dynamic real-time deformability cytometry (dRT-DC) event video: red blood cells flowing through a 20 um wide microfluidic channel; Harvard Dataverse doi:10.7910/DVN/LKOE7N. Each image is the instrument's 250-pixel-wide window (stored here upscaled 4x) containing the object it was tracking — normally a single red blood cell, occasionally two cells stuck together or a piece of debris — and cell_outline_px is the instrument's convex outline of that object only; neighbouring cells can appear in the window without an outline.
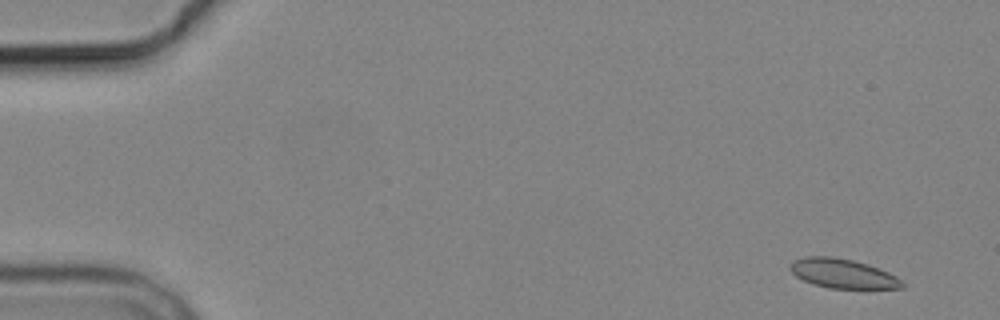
{"species": "common noctule bat (a hibernating species)", "species_latin": "Nyctalus noctula", "temperature_condition": "cold", "stored_images_in_passage": 6, "segment_of_instrument_passage": [1, 2], "camera_frame_rate_fps": 3000, "um_per_image_px": 0.085, "animal": {"sex": "male", "body_mass_g": 19.2, "forearm_length_mm": 51.8}, "frame": {"image": 1, "passage_image": 1, "time_ms": 0.0, "image_size_px": [1000, 320], "cell_outline_px": [[904, 288], [828, 288], [812, 284], [796, 276], [788, 268], [796, 260], [804, 256], [832, 256], [852, 260], [868, 264], [888, 272], [896, 276], [904, 284]], "centroid_in_image_um": [71.63, 23.25], "position_along_channel_um": 13.4, "area_um2": 19.02}}